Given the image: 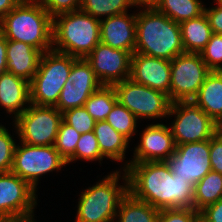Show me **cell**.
<instances>
[{"label": "cell", "instance_id": "83f0119b", "mask_svg": "<svg viewBox=\"0 0 222 222\" xmlns=\"http://www.w3.org/2000/svg\"><path fill=\"white\" fill-rule=\"evenodd\" d=\"M133 8L129 0H82L80 10L99 20L128 12Z\"/></svg>", "mask_w": 222, "mask_h": 222}, {"label": "cell", "instance_id": "6da1fadb", "mask_svg": "<svg viewBox=\"0 0 222 222\" xmlns=\"http://www.w3.org/2000/svg\"><path fill=\"white\" fill-rule=\"evenodd\" d=\"M128 191L158 210L193 208L194 186L176 177L166 161L129 163Z\"/></svg>", "mask_w": 222, "mask_h": 222}, {"label": "cell", "instance_id": "9a60e30c", "mask_svg": "<svg viewBox=\"0 0 222 222\" xmlns=\"http://www.w3.org/2000/svg\"><path fill=\"white\" fill-rule=\"evenodd\" d=\"M132 54L99 42L85 58L102 85L113 86L130 78Z\"/></svg>", "mask_w": 222, "mask_h": 222}, {"label": "cell", "instance_id": "4316f807", "mask_svg": "<svg viewBox=\"0 0 222 222\" xmlns=\"http://www.w3.org/2000/svg\"><path fill=\"white\" fill-rule=\"evenodd\" d=\"M117 102L114 87L102 85L86 100L84 107L96 122L105 121Z\"/></svg>", "mask_w": 222, "mask_h": 222}, {"label": "cell", "instance_id": "f6af8a7d", "mask_svg": "<svg viewBox=\"0 0 222 222\" xmlns=\"http://www.w3.org/2000/svg\"><path fill=\"white\" fill-rule=\"evenodd\" d=\"M197 222H206L201 216H199V219Z\"/></svg>", "mask_w": 222, "mask_h": 222}, {"label": "cell", "instance_id": "9c48e42d", "mask_svg": "<svg viewBox=\"0 0 222 222\" xmlns=\"http://www.w3.org/2000/svg\"><path fill=\"white\" fill-rule=\"evenodd\" d=\"M174 117L170 129L176 145L210 140L219 125L192 101L172 102L168 117Z\"/></svg>", "mask_w": 222, "mask_h": 222}, {"label": "cell", "instance_id": "30bf717a", "mask_svg": "<svg viewBox=\"0 0 222 222\" xmlns=\"http://www.w3.org/2000/svg\"><path fill=\"white\" fill-rule=\"evenodd\" d=\"M118 102L140 121L168 118L171 101L165 93L154 90L131 78L113 85Z\"/></svg>", "mask_w": 222, "mask_h": 222}, {"label": "cell", "instance_id": "d4e9b609", "mask_svg": "<svg viewBox=\"0 0 222 222\" xmlns=\"http://www.w3.org/2000/svg\"><path fill=\"white\" fill-rule=\"evenodd\" d=\"M203 3L201 0H160L155 9L180 24L204 14Z\"/></svg>", "mask_w": 222, "mask_h": 222}, {"label": "cell", "instance_id": "2e32d148", "mask_svg": "<svg viewBox=\"0 0 222 222\" xmlns=\"http://www.w3.org/2000/svg\"><path fill=\"white\" fill-rule=\"evenodd\" d=\"M37 192L13 172L0 173V218L35 211Z\"/></svg>", "mask_w": 222, "mask_h": 222}, {"label": "cell", "instance_id": "bcb514c9", "mask_svg": "<svg viewBox=\"0 0 222 222\" xmlns=\"http://www.w3.org/2000/svg\"><path fill=\"white\" fill-rule=\"evenodd\" d=\"M219 131L222 133V123L219 124Z\"/></svg>", "mask_w": 222, "mask_h": 222}, {"label": "cell", "instance_id": "7c38bea8", "mask_svg": "<svg viewBox=\"0 0 222 222\" xmlns=\"http://www.w3.org/2000/svg\"><path fill=\"white\" fill-rule=\"evenodd\" d=\"M210 140L176 145L166 161L176 177L195 186L211 169Z\"/></svg>", "mask_w": 222, "mask_h": 222}, {"label": "cell", "instance_id": "3957f363", "mask_svg": "<svg viewBox=\"0 0 222 222\" xmlns=\"http://www.w3.org/2000/svg\"><path fill=\"white\" fill-rule=\"evenodd\" d=\"M53 18L38 0H22L0 20V33L42 53L52 50Z\"/></svg>", "mask_w": 222, "mask_h": 222}, {"label": "cell", "instance_id": "74e56055", "mask_svg": "<svg viewBox=\"0 0 222 222\" xmlns=\"http://www.w3.org/2000/svg\"><path fill=\"white\" fill-rule=\"evenodd\" d=\"M204 13L208 19L212 32L222 34V7L216 5L207 7L205 5Z\"/></svg>", "mask_w": 222, "mask_h": 222}, {"label": "cell", "instance_id": "f546056e", "mask_svg": "<svg viewBox=\"0 0 222 222\" xmlns=\"http://www.w3.org/2000/svg\"><path fill=\"white\" fill-rule=\"evenodd\" d=\"M105 159L100 151L98 140L94 135V132L83 133L80 135L79 141L75 148V153L66 161L67 165L72 162L80 161H98L101 165V161Z\"/></svg>", "mask_w": 222, "mask_h": 222}, {"label": "cell", "instance_id": "836d02e7", "mask_svg": "<svg viewBox=\"0 0 222 222\" xmlns=\"http://www.w3.org/2000/svg\"><path fill=\"white\" fill-rule=\"evenodd\" d=\"M63 120L80 134L92 132L96 123L84 106L63 112Z\"/></svg>", "mask_w": 222, "mask_h": 222}, {"label": "cell", "instance_id": "e575fe53", "mask_svg": "<svg viewBox=\"0 0 222 222\" xmlns=\"http://www.w3.org/2000/svg\"><path fill=\"white\" fill-rule=\"evenodd\" d=\"M200 212L194 208L163 209L157 222H197Z\"/></svg>", "mask_w": 222, "mask_h": 222}, {"label": "cell", "instance_id": "8d00e7d4", "mask_svg": "<svg viewBox=\"0 0 222 222\" xmlns=\"http://www.w3.org/2000/svg\"><path fill=\"white\" fill-rule=\"evenodd\" d=\"M209 157L212 171L222 174V133L219 130L210 139Z\"/></svg>", "mask_w": 222, "mask_h": 222}, {"label": "cell", "instance_id": "ee69618b", "mask_svg": "<svg viewBox=\"0 0 222 222\" xmlns=\"http://www.w3.org/2000/svg\"><path fill=\"white\" fill-rule=\"evenodd\" d=\"M214 3L222 7V0H214Z\"/></svg>", "mask_w": 222, "mask_h": 222}, {"label": "cell", "instance_id": "d590c367", "mask_svg": "<svg viewBox=\"0 0 222 222\" xmlns=\"http://www.w3.org/2000/svg\"><path fill=\"white\" fill-rule=\"evenodd\" d=\"M42 7L54 18L63 13L80 10L82 0H38Z\"/></svg>", "mask_w": 222, "mask_h": 222}, {"label": "cell", "instance_id": "b9f144b4", "mask_svg": "<svg viewBox=\"0 0 222 222\" xmlns=\"http://www.w3.org/2000/svg\"><path fill=\"white\" fill-rule=\"evenodd\" d=\"M22 0H0V20L15 8Z\"/></svg>", "mask_w": 222, "mask_h": 222}, {"label": "cell", "instance_id": "f1b7e54d", "mask_svg": "<svg viewBox=\"0 0 222 222\" xmlns=\"http://www.w3.org/2000/svg\"><path fill=\"white\" fill-rule=\"evenodd\" d=\"M108 122L116 131L126 137L130 142L134 135L137 136L139 120L126 107L117 102L111 112L107 115Z\"/></svg>", "mask_w": 222, "mask_h": 222}, {"label": "cell", "instance_id": "5bb4252c", "mask_svg": "<svg viewBox=\"0 0 222 222\" xmlns=\"http://www.w3.org/2000/svg\"><path fill=\"white\" fill-rule=\"evenodd\" d=\"M152 123L140 131L142 132L139 133L141 134L139 135L140 142L133 150L132 160H125L120 169L125 170L129 163L167 161L173 155L176 144L169 126L170 123Z\"/></svg>", "mask_w": 222, "mask_h": 222}, {"label": "cell", "instance_id": "1f68e13d", "mask_svg": "<svg viewBox=\"0 0 222 222\" xmlns=\"http://www.w3.org/2000/svg\"><path fill=\"white\" fill-rule=\"evenodd\" d=\"M199 54L210 71L222 70V34L213 33Z\"/></svg>", "mask_w": 222, "mask_h": 222}, {"label": "cell", "instance_id": "7402d4cb", "mask_svg": "<svg viewBox=\"0 0 222 222\" xmlns=\"http://www.w3.org/2000/svg\"><path fill=\"white\" fill-rule=\"evenodd\" d=\"M102 156L112 162H124L130 141L116 131L108 122L98 121L93 129Z\"/></svg>", "mask_w": 222, "mask_h": 222}, {"label": "cell", "instance_id": "f35d334b", "mask_svg": "<svg viewBox=\"0 0 222 222\" xmlns=\"http://www.w3.org/2000/svg\"><path fill=\"white\" fill-rule=\"evenodd\" d=\"M199 212L206 222H222V199L207 205Z\"/></svg>", "mask_w": 222, "mask_h": 222}, {"label": "cell", "instance_id": "603a6c76", "mask_svg": "<svg viewBox=\"0 0 222 222\" xmlns=\"http://www.w3.org/2000/svg\"><path fill=\"white\" fill-rule=\"evenodd\" d=\"M180 29L185 52L200 53L213 34L205 13L181 22Z\"/></svg>", "mask_w": 222, "mask_h": 222}, {"label": "cell", "instance_id": "8992f818", "mask_svg": "<svg viewBox=\"0 0 222 222\" xmlns=\"http://www.w3.org/2000/svg\"><path fill=\"white\" fill-rule=\"evenodd\" d=\"M76 57L54 50L44 52L30 81V101L38 106H56Z\"/></svg>", "mask_w": 222, "mask_h": 222}, {"label": "cell", "instance_id": "e0dca14e", "mask_svg": "<svg viewBox=\"0 0 222 222\" xmlns=\"http://www.w3.org/2000/svg\"><path fill=\"white\" fill-rule=\"evenodd\" d=\"M171 61L163 58L133 53L130 78L154 90L161 91L170 99Z\"/></svg>", "mask_w": 222, "mask_h": 222}, {"label": "cell", "instance_id": "60d3db41", "mask_svg": "<svg viewBox=\"0 0 222 222\" xmlns=\"http://www.w3.org/2000/svg\"><path fill=\"white\" fill-rule=\"evenodd\" d=\"M7 39L0 33V75L7 71Z\"/></svg>", "mask_w": 222, "mask_h": 222}, {"label": "cell", "instance_id": "277c9868", "mask_svg": "<svg viewBox=\"0 0 222 222\" xmlns=\"http://www.w3.org/2000/svg\"><path fill=\"white\" fill-rule=\"evenodd\" d=\"M117 169L82 190L74 222H115L120 202L129 192L126 171Z\"/></svg>", "mask_w": 222, "mask_h": 222}, {"label": "cell", "instance_id": "7a4b0ae2", "mask_svg": "<svg viewBox=\"0 0 222 222\" xmlns=\"http://www.w3.org/2000/svg\"><path fill=\"white\" fill-rule=\"evenodd\" d=\"M184 52L179 23L156 9H136L134 53L171 61Z\"/></svg>", "mask_w": 222, "mask_h": 222}, {"label": "cell", "instance_id": "4dcf8cb0", "mask_svg": "<svg viewBox=\"0 0 222 222\" xmlns=\"http://www.w3.org/2000/svg\"><path fill=\"white\" fill-rule=\"evenodd\" d=\"M80 135L71 125L62 120L54 147L66 161L75 153Z\"/></svg>", "mask_w": 222, "mask_h": 222}, {"label": "cell", "instance_id": "8fae6325", "mask_svg": "<svg viewBox=\"0 0 222 222\" xmlns=\"http://www.w3.org/2000/svg\"><path fill=\"white\" fill-rule=\"evenodd\" d=\"M210 72L199 53L176 56L171 60L170 101H192Z\"/></svg>", "mask_w": 222, "mask_h": 222}, {"label": "cell", "instance_id": "52a82bcc", "mask_svg": "<svg viewBox=\"0 0 222 222\" xmlns=\"http://www.w3.org/2000/svg\"><path fill=\"white\" fill-rule=\"evenodd\" d=\"M63 120L55 106L30 104L13 122L16 138L32 146L54 145L59 126Z\"/></svg>", "mask_w": 222, "mask_h": 222}, {"label": "cell", "instance_id": "5b68a950", "mask_svg": "<svg viewBox=\"0 0 222 222\" xmlns=\"http://www.w3.org/2000/svg\"><path fill=\"white\" fill-rule=\"evenodd\" d=\"M100 42V20L81 10L53 18L52 50L86 58Z\"/></svg>", "mask_w": 222, "mask_h": 222}, {"label": "cell", "instance_id": "44dd1931", "mask_svg": "<svg viewBox=\"0 0 222 222\" xmlns=\"http://www.w3.org/2000/svg\"><path fill=\"white\" fill-rule=\"evenodd\" d=\"M192 102L200 107L218 125L222 123V74L211 71Z\"/></svg>", "mask_w": 222, "mask_h": 222}, {"label": "cell", "instance_id": "ab89813d", "mask_svg": "<svg viewBox=\"0 0 222 222\" xmlns=\"http://www.w3.org/2000/svg\"><path fill=\"white\" fill-rule=\"evenodd\" d=\"M35 211L21 214V215H13L8 217H1L0 222H37L35 220Z\"/></svg>", "mask_w": 222, "mask_h": 222}, {"label": "cell", "instance_id": "7bdbcfd3", "mask_svg": "<svg viewBox=\"0 0 222 222\" xmlns=\"http://www.w3.org/2000/svg\"><path fill=\"white\" fill-rule=\"evenodd\" d=\"M131 5L139 10L143 9H155L160 0H129Z\"/></svg>", "mask_w": 222, "mask_h": 222}, {"label": "cell", "instance_id": "ffe728a7", "mask_svg": "<svg viewBox=\"0 0 222 222\" xmlns=\"http://www.w3.org/2000/svg\"><path fill=\"white\" fill-rule=\"evenodd\" d=\"M42 54L29 44L7 39L6 69L30 82L38 70Z\"/></svg>", "mask_w": 222, "mask_h": 222}, {"label": "cell", "instance_id": "cb8c5ba5", "mask_svg": "<svg viewBox=\"0 0 222 222\" xmlns=\"http://www.w3.org/2000/svg\"><path fill=\"white\" fill-rule=\"evenodd\" d=\"M159 212L160 210L128 192L120 202L115 222H157Z\"/></svg>", "mask_w": 222, "mask_h": 222}, {"label": "cell", "instance_id": "d6a6232c", "mask_svg": "<svg viewBox=\"0 0 222 222\" xmlns=\"http://www.w3.org/2000/svg\"><path fill=\"white\" fill-rule=\"evenodd\" d=\"M0 123V173L10 172L13 164L16 139L11 132Z\"/></svg>", "mask_w": 222, "mask_h": 222}, {"label": "cell", "instance_id": "4fadbf2b", "mask_svg": "<svg viewBox=\"0 0 222 222\" xmlns=\"http://www.w3.org/2000/svg\"><path fill=\"white\" fill-rule=\"evenodd\" d=\"M101 86L89 62L85 58H77L55 107L61 113L72 108L83 107L86 100Z\"/></svg>", "mask_w": 222, "mask_h": 222}, {"label": "cell", "instance_id": "ac0fdd59", "mask_svg": "<svg viewBox=\"0 0 222 222\" xmlns=\"http://www.w3.org/2000/svg\"><path fill=\"white\" fill-rule=\"evenodd\" d=\"M100 42L133 54L136 46V11L101 19Z\"/></svg>", "mask_w": 222, "mask_h": 222}, {"label": "cell", "instance_id": "d6986e66", "mask_svg": "<svg viewBox=\"0 0 222 222\" xmlns=\"http://www.w3.org/2000/svg\"><path fill=\"white\" fill-rule=\"evenodd\" d=\"M30 104V82L8 71L1 74L0 108L15 120Z\"/></svg>", "mask_w": 222, "mask_h": 222}, {"label": "cell", "instance_id": "484cf974", "mask_svg": "<svg viewBox=\"0 0 222 222\" xmlns=\"http://www.w3.org/2000/svg\"><path fill=\"white\" fill-rule=\"evenodd\" d=\"M219 199H222V174L211 170L194 186L193 208L200 211Z\"/></svg>", "mask_w": 222, "mask_h": 222}, {"label": "cell", "instance_id": "ba28073f", "mask_svg": "<svg viewBox=\"0 0 222 222\" xmlns=\"http://www.w3.org/2000/svg\"><path fill=\"white\" fill-rule=\"evenodd\" d=\"M66 165V160L54 145L32 146L19 141L14 151L11 172L25 180L37 192L41 177L58 172Z\"/></svg>", "mask_w": 222, "mask_h": 222}]
</instances>
